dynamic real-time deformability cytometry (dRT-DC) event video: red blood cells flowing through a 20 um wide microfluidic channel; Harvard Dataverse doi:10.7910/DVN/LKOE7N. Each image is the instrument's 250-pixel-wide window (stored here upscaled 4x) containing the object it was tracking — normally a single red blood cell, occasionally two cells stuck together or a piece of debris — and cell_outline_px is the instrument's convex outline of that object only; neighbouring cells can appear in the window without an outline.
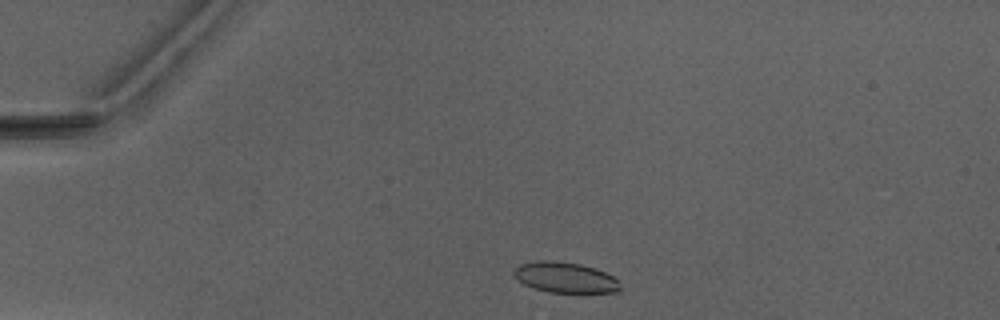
{"species": "Egyptian fruit bat (a non-hibernating species)", "species_latin": "Rousettus aegyptiacus", "temperature_condition": "warm", "stored_images_in_passage": 2, "camera_frame_rate_fps": 3000, "um_per_image_px": 0.085, "animal": {"sex": "male"}, "frame": {"image": 1, "passage_image": 2, "time_ms": 1.333, "image_size_px": [1000, 320], "cell_outline_px": [[620, 288], [616, 292], [548, 292], [532, 288], [524, 284], [512, 272], [520, 264], [536, 260], [552, 260], [580, 264], [596, 268], [612, 276], [616, 280]], "centroid_in_image_um": [48.0, 23.57], "position_along_channel_um": 37.0, "area_um2": 18.73}}